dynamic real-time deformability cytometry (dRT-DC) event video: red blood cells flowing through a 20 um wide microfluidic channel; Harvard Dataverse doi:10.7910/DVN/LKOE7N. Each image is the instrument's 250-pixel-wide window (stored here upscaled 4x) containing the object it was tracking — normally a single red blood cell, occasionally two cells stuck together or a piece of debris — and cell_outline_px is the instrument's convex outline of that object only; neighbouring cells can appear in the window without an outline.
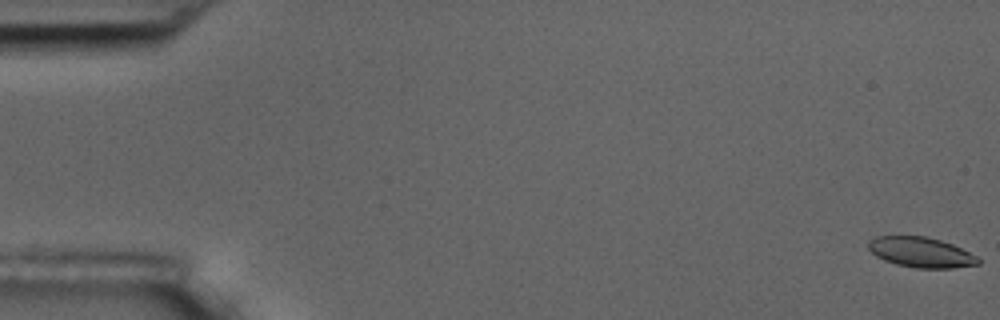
{"species": "common noctule bat (a hibernating species)", "species_latin": "Nyctalus noctula", "temperature_condition": "room temperature", "stored_images_in_passage": 57, "camera_frame_rate_fps": 3000, "um_per_image_px": 0.085, "animal": {"sex": "male", "body_mass_g": 17.5, "forearm_length_mm": 52.3}, "frame": {"image": 1, "passage_image": 1, "time_ms": 0.0, "image_size_px": [1000, 320], "cell_outline_px": [[980, 264], [952, 268], [916, 268], [896, 264], [884, 260], [876, 256], [868, 248], [868, 240], [876, 236], [924, 236], [940, 240], [952, 244], [976, 256], [980, 260]], "centroid_in_image_um": [78.26, 21.44], "position_along_channel_um": 6.7, "area_um2": 19.25}}
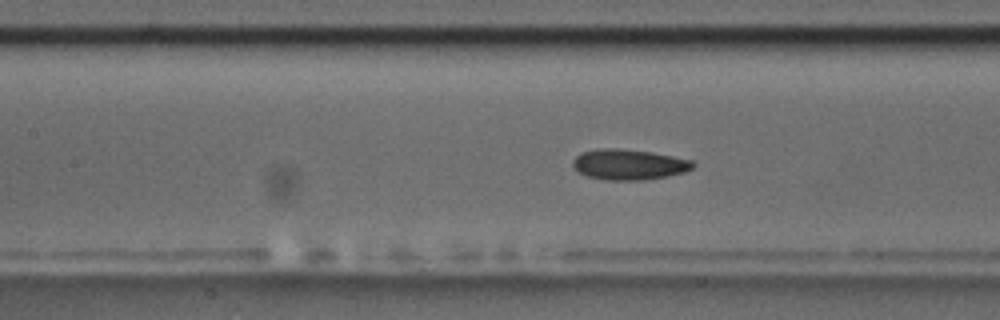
{"frame": {"image": 2, "passage_image": 26, "time_ms": 8.333, "image_size_px": [1000, 320], "cell_outline_px": [[696, 164], [692, 168], [684, 172], [668, 176], [644, 180], [604, 180], [588, 176], [580, 172], [572, 164], [572, 160], [580, 152], [596, 148], [616, 148], [652, 152], [692, 160]], "centroid_in_image_um": [53.45, 13.97], "position_along_channel_um": 154.0, "area_um2": 21.44}}
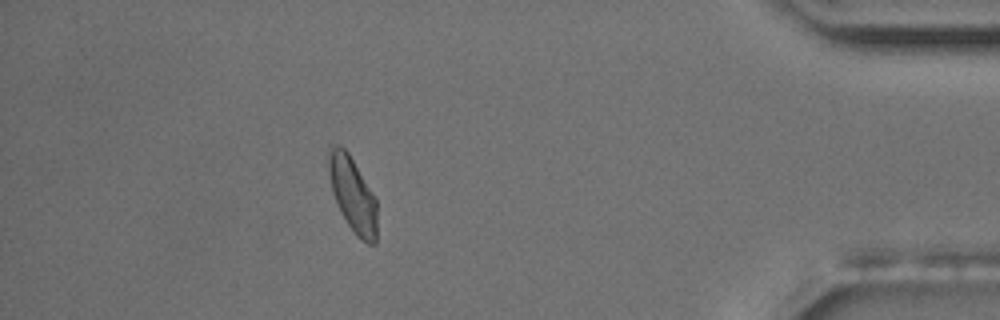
{"frame": {"image": 3, "passage_image": 51, "time_ms": 16.667, "image_size_px": [1000, 320], "cell_outline_px": [[376, 244], [368, 244], [360, 240], [356, 236], [348, 224], [332, 192], [328, 172], [328, 144], [336, 144], [344, 148], [348, 152], [376, 196]], "centroid_in_image_um": [29.97, 16.49], "position_along_channel_um": 405.2, "area_um2": 21.27}, "authors_computed_cell_mechanics": {"area_um2": 20.8658, "velocity_mm_per_s": 3.5812, "shape_relaxation_time_tau1_ms": 3.5809, "shape_relaxation_time_tau2_ms": 2.1062, "deformation_change_tau1": 0.0881, "deformation_change_tau2": 0.0607}}